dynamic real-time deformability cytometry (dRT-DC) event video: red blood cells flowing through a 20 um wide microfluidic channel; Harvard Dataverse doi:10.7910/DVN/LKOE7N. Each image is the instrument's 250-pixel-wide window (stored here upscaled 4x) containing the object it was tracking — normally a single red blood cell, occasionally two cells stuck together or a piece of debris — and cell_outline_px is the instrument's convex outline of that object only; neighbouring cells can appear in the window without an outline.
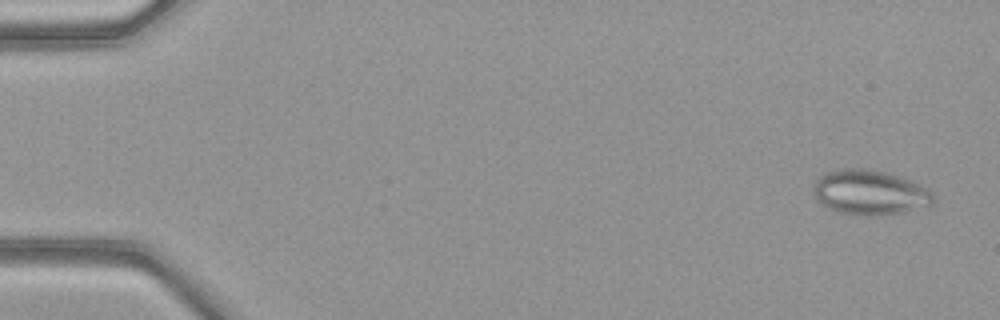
{"species": "common noctule bat (a hibernating species)", "species_latin": "Nyctalus noctula", "temperature_condition": "warm", "stored_images_in_passage": 44, "camera_frame_rate_fps": 3000, "um_per_image_px": 0.085, "animal": {"sex": "female", "body_mass_g": 21.9}, "frame": {"image": 1, "passage_image": 3, "time_ms": 0.667, "image_size_px": [1000, 320], "cell_outline_px": [[936, 200], [928, 208], [880, 216], [860, 216], [840, 212], [820, 204], [816, 200], [812, 192], [812, 184], [824, 172], [840, 168], [868, 168], [888, 172], [912, 180], [928, 188], [936, 196]], "centroid_in_image_um": [73.97, 16.36], "position_along_channel_um": 11.0, "area_um2": 32.48}}
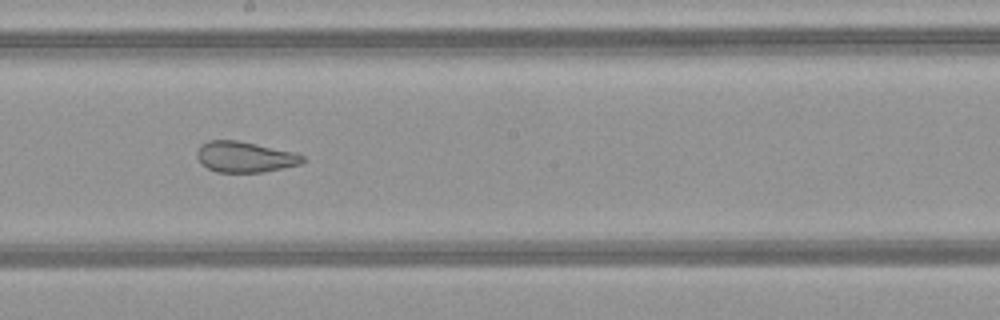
{"frame": {"image": 2, "passage_image": 29, "time_ms": 9.333, "image_size_px": [1000, 320], "cell_outline_px": [[304, 160], [300, 164], [264, 172], [216, 172], [200, 164], [196, 156], [196, 152], [200, 144], [208, 140], [236, 140], [296, 152], [304, 156]], "centroid_in_image_um": [20.78, 13.33], "position_along_channel_um": 227.4, "area_um2": 19.07}}
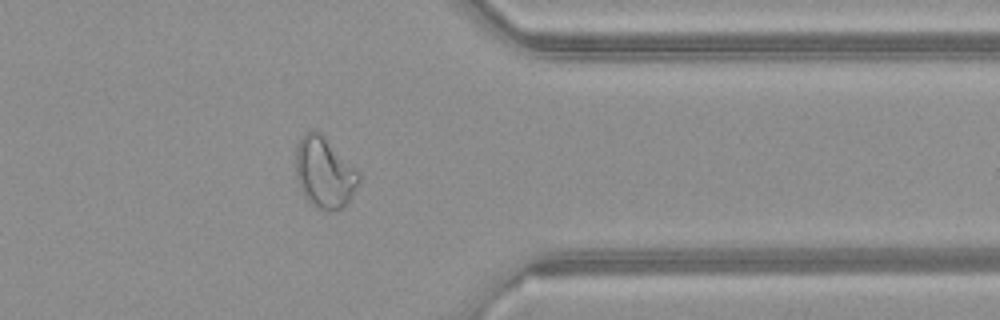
{"frame": {"image": 3, "passage_image": 41, "time_ms": 13.333, "image_size_px": [1000, 320], "cell_outline_px": [[360, 180], [348, 204], [344, 208], [328, 212], [312, 204], [304, 196], [296, 180], [296, 144], [304, 132], [316, 128], [360, 172]], "centroid_in_image_um": [27.57, 14.66], "position_along_channel_um": 383.8, "area_um2": 26.41}, "authors_computed_cell_mechanics": {"area_um2": 25.8655, "velocity_mm_per_s": 4.1568, "shape_relaxation_time_tau1_ms": null, "shape_relaxation_time_tau2_ms": 1.0375, "deformation_change_tau1": null, "deformation_change_tau2": 0.0911}}